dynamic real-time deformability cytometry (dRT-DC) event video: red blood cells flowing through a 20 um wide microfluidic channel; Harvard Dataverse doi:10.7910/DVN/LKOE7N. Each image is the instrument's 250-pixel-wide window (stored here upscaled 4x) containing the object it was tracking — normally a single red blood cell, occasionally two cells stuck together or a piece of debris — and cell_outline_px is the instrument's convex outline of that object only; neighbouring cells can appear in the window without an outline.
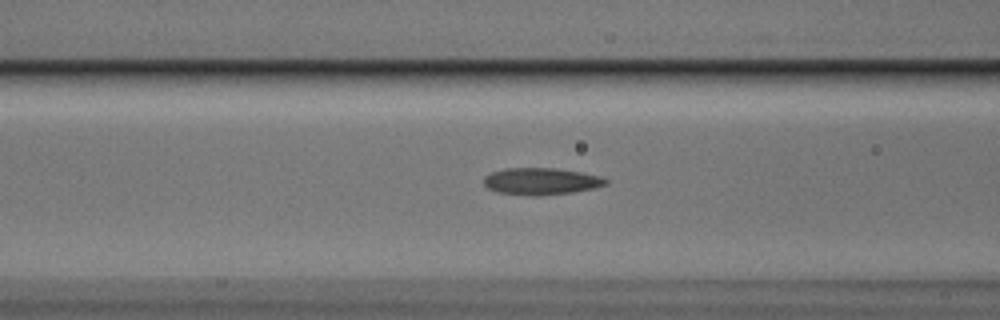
{"species": "Egyptian fruit bat (a non-hibernating species)", "species_latin": "Rousettus aegyptiacus", "temperature_condition": "cold", "stored_images_in_passage": 50, "camera_frame_rate_fps": 3000, "um_per_image_px": 0.085, "animal": {"sex": "male"}, "frame": {"image": 1, "passage_image": 17, "time_ms": 5.333, "image_size_px": [1000, 320], "cell_outline_px": [[608, 184], [592, 188], [572, 192], [540, 196], [528, 196], [496, 192], [488, 188], [484, 184], [484, 176], [492, 172], [504, 168], [556, 168], [580, 172], [600, 176], [608, 180]], "centroid_in_image_um": [45.96, 15.41], "position_along_channel_um": 120.6, "area_um2": 19.19}}
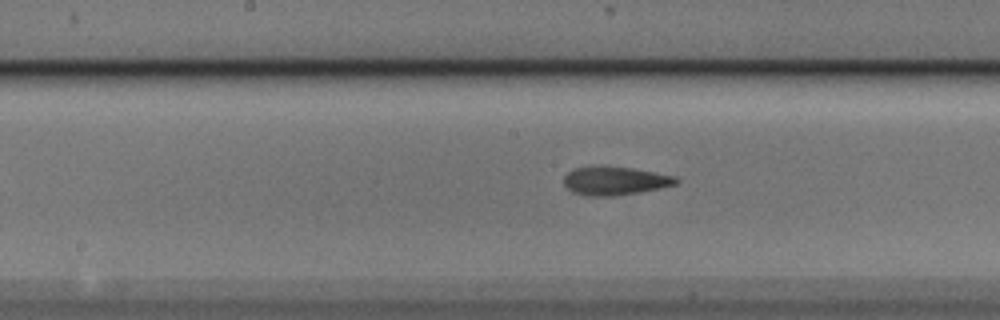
{"frame": {"image": 2, "passage_image": 23, "time_ms": 7.333, "image_size_px": [1000, 320], "cell_outline_px": [[680, 180], [676, 184], [660, 188], [640, 192], [612, 196], [588, 196], [572, 192], [564, 184], [564, 176], [572, 168], [632, 168], [676, 176]], "centroid_in_image_um": [52.29, 15.4], "position_along_channel_um": 195.9, "area_um2": 18.15}}
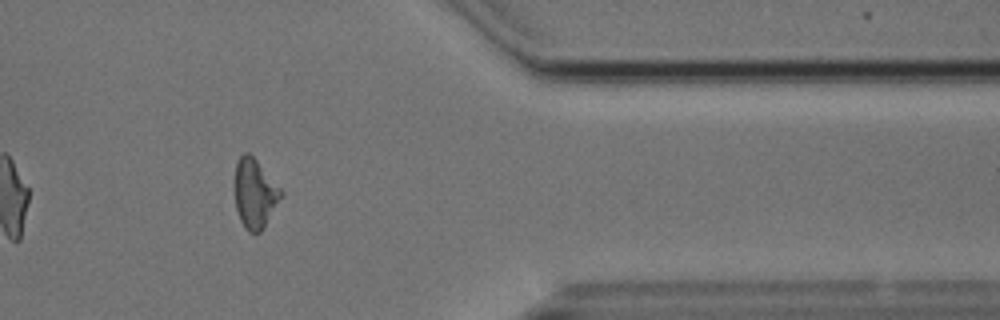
{"frame": {"image": 3, "passage_image": 40, "time_ms": 13.0, "image_size_px": [1000, 320], "cell_outline_px": [[284, 192], [264, 228], [260, 232], [248, 232], [244, 228], [240, 220], [236, 208], [232, 184], [236, 160], [244, 152], [248, 152], [256, 160]], "centroid_in_image_um": [21.6, 16.44], "position_along_channel_um": 389.8, "area_um2": 19.07}}